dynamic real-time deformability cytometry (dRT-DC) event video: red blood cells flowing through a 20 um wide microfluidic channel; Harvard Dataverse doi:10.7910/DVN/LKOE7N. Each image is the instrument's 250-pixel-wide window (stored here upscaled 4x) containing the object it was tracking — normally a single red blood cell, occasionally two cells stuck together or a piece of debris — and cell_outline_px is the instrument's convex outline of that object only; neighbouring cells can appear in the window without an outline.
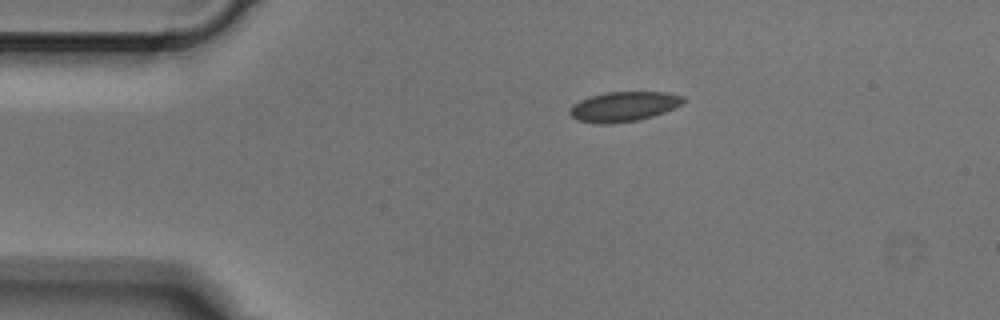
{"species": "Egyptian fruit bat (a non-hibernating species)", "species_latin": "Rousettus aegyptiacus", "temperature_condition": "cold", "stored_images_in_passage": 3, "segment_of_instrument_passage": [1, 2], "camera_frame_rate_fps": 3000, "um_per_image_px": 0.085, "animal": {"sex": "male"}, "frame": {"image": 1, "passage_image": 1, "time_ms": 0.0, "image_size_px": [1000, 320], "cell_outline_px": [[688, 100], [684, 104], [664, 112], [640, 120], [612, 124], [596, 124], [576, 120], [568, 112], [580, 100], [592, 96], [608, 92], [668, 92], [684, 96]], "centroid_in_image_um": [53.09, 9.07], "position_along_channel_um": 31.9, "area_um2": 19.88}}